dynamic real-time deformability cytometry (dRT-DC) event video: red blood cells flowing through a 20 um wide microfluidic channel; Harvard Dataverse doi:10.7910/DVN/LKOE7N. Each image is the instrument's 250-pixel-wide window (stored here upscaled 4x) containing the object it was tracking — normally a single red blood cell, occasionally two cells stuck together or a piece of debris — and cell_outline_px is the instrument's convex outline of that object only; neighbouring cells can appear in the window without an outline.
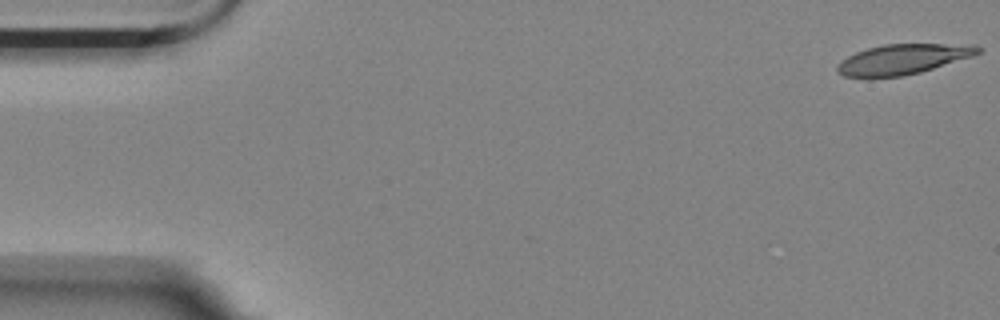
{"species": "Egyptian fruit bat (a non-hibernating species)", "species_latin": "Rousettus aegyptiacus", "temperature_condition": "room temperature", "stored_images_in_passage": 5, "camera_frame_rate_fps": 3000, "um_per_image_px": 0.085, "animal": {"sex": "female"}, "frame": {"image": 1, "passage_image": 1, "time_ms": 0.0, "image_size_px": [1000, 320], "cell_outline_px": [[980, 52], [972, 56], [920, 72], [900, 76], [872, 80], [868, 80], [844, 76], [836, 72], [836, 64], [848, 56], [856, 52], [868, 48], [884, 44], [976, 44], [980, 48]], "centroid_in_image_um": [76.65, 5.07], "position_along_channel_um": 8.3, "area_um2": 25.2}}